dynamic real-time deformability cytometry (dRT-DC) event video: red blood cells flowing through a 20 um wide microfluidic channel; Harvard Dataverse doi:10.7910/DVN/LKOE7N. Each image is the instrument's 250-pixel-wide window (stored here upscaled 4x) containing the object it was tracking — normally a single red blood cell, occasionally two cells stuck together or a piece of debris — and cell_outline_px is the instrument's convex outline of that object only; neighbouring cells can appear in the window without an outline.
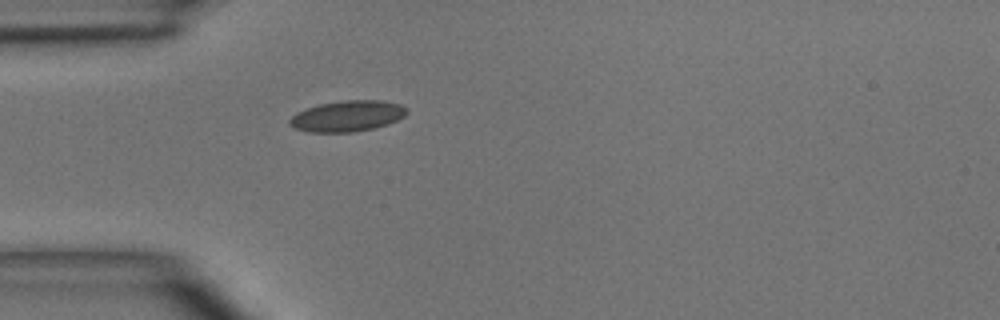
{"species": "common noctule bat (a hibernating species)", "species_latin": "Nyctalus noctula", "temperature_condition": "room temperature", "stored_images_in_passage": 1, "camera_frame_rate_fps": 3000, "um_per_image_px": 0.085, "animal": {"sex": "male", "body_mass_g": 15.6}, "frame": {"image": 1, "passage_image": 1, "time_ms": 0.0, "image_size_px": [1000, 320], "cell_outline_px": [[408, 112], [404, 116], [388, 124], [372, 128], [352, 132], [308, 132], [292, 128], [288, 124], [288, 120], [296, 112], [320, 104], [344, 100], [384, 100], [400, 104], [408, 108]], "centroid_in_image_um": [29.51, 9.86], "position_along_channel_um": 55.5, "area_um2": 21.21}}